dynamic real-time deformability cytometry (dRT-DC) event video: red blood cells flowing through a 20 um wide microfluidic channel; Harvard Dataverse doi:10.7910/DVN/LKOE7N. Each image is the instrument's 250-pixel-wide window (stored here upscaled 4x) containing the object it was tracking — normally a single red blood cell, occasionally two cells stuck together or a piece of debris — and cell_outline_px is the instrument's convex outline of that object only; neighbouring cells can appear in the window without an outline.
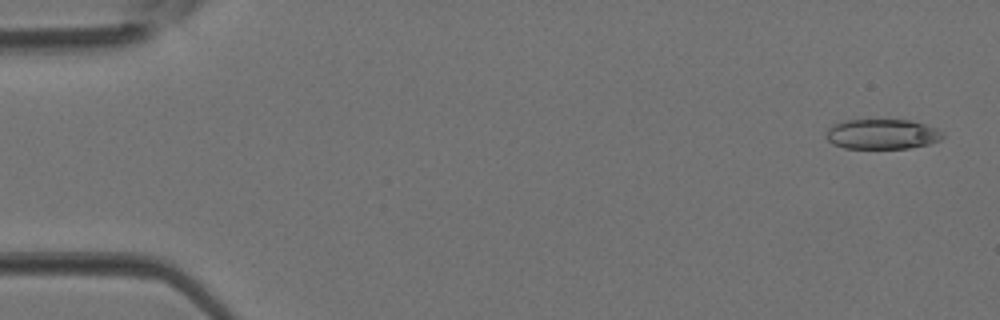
{"species": "Egyptian fruit bat (a non-hibernating species)", "species_latin": "Rousettus aegyptiacus", "temperature_condition": "room temperature", "stored_images_in_passage": 4, "camera_frame_rate_fps": 3000, "um_per_image_px": 0.085, "animal": {"sex": "female"}, "frame": {"image": 1, "passage_image": 1, "time_ms": 0.0, "image_size_px": [1000, 320], "cell_outline_px": [[944, 136], [940, 140], [928, 144], [908, 148], [844, 148], [832, 144], [824, 136], [828, 128], [832, 124], [844, 120], [912, 120], [936, 128], [944, 132]], "centroid_in_image_um": [74.96, 11.4], "position_along_channel_um": 10.0, "area_um2": 20.58}}
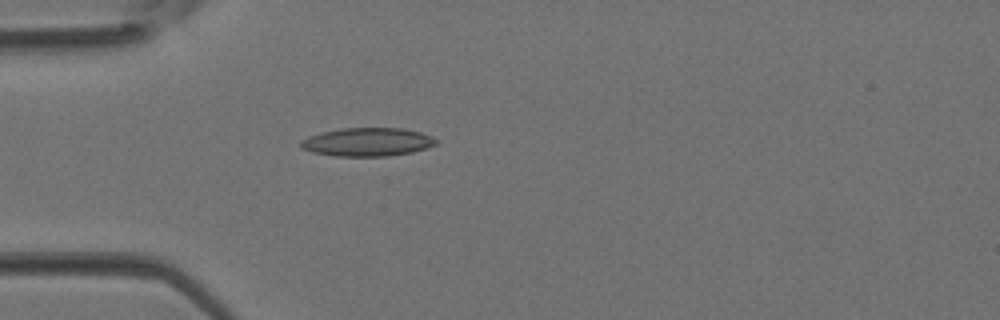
{"frame": {"image": 2, "passage_image": 4, "time_ms": 1.0, "image_size_px": [1000, 320], "cell_outline_px": [[436, 144], [428, 148], [412, 152], [388, 156], [336, 156], [312, 152], [300, 148], [300, 140], [308, 136], [320, 132], [340, 128], [404, 128], [420, 132], [436, 140]], "centroid_in_image_um": [31.18, 12.07], "position_along_channel_um": 53.8, "area_um2": 22.48}}